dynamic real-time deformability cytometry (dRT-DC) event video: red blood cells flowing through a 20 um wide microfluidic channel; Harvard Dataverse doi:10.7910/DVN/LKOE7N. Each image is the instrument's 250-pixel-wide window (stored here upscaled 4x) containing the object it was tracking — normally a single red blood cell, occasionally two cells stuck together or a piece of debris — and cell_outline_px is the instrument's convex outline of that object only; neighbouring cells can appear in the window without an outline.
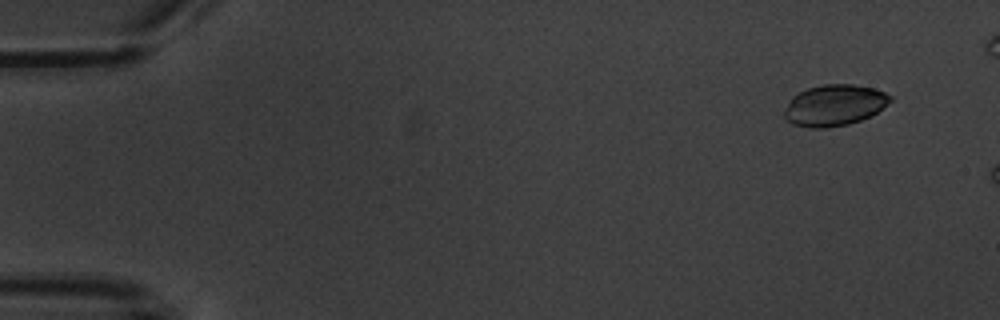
{"species": "common noctule bat (a hibernating species)", "species_latin": "Nyctalus noctula", "temperature_condition": "warm", "stored_images_in_passage": 4, "camera_frame_rate_fps": 3000, "um_per_image_px": 0.085, "animal": {"sex": "male", "body_mass_g": 20.1, "forearm_length_mm": 53.5}, "frame": {"image": 1, "passage_image": 1, "time_ms": 0.0, "image_size_px": [1000, 320], "cell_outline_px": [[892, 100], [876, 112], [860, 120], [848, 124], [824, 128], [808, 128], [792, 124], [784, 116], [784, 112], [788, 100], [792, 96], [808, 88], [824, 84], [852, 84], [872, 88], [884, 92], [892, 96]], "centroid_in_image_um": [70.89, 8.94], "position_along_channel_um": 14.1, "area_um2": 25.26}}